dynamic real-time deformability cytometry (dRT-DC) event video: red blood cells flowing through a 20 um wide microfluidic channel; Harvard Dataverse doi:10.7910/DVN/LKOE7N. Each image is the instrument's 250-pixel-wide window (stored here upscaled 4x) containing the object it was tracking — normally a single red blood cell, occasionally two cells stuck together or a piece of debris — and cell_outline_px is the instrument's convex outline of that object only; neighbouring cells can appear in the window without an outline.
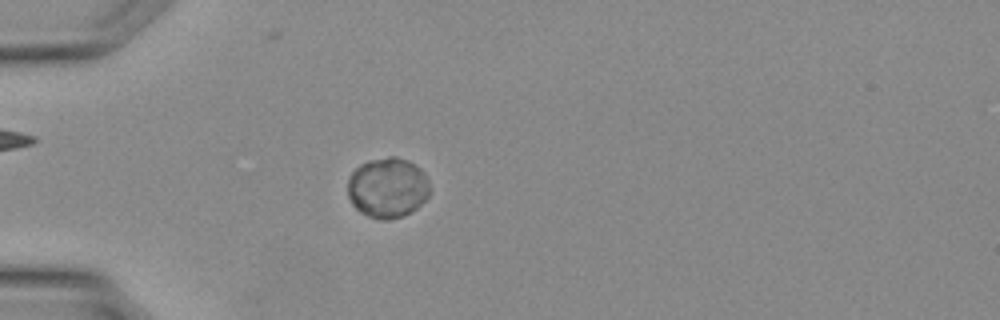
{"species": "Egyptian fruit bat (a non-hibernating species)", "species_latin": "Rousettus aegyptiacus", "temperature_condition": "warm", "stored_images_in_passage": 36, "camera_frame_rate_fps": 3000, "um_per_image_px": 0.085, "animal": {"sex": "female"}, "frame": {"image": 1, "passage_image": 11, "time_ms": 3.333, "image_size_px": [1000, 320], "cell_outline_px": [[428, 196], [416, 208], [400, 216], [388, 220], [380, 220], [368, 216], [360, 212], [352, 204], [348, 196], [348, 176], [360, 164], [368, 160], [388, 156], [396, 156], [408, 160], [420, 168], [428, 180]], "centroid_in_image_um": [32.91, 15.93], "position_along_channel_um": 52.1, "area_um2": 28.78}}
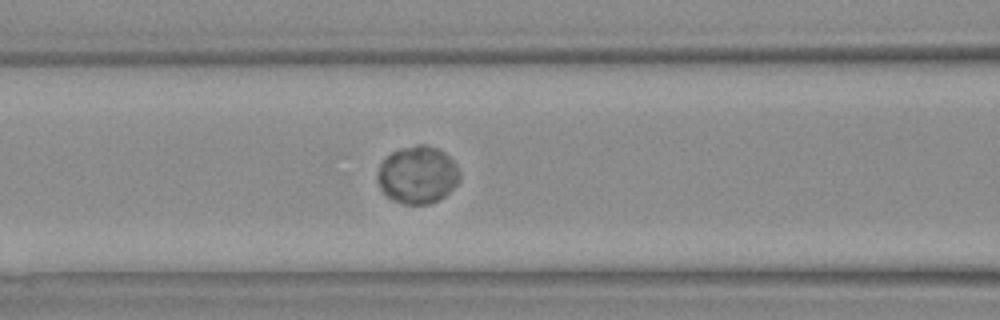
{"frame": {"image": 2, "passage_image": 16, "time_ms": 5.0, "image_size_px": [1000, 320], "cell_outline_px": [[460, 180], [444, 196], [428, 204], [404, 204], [392, 200], [380, 188], [376, 180], [376, 176], [380, 164], [392, 152], [404, 148], [420, 144], [424, 144], [436, 148], [444, 152], [456, 164], [460, 172]], "centroid_in_image_um": [35.49, 14.87], "position_along_channel_um": 131.1, "area_um2": 27.34}}
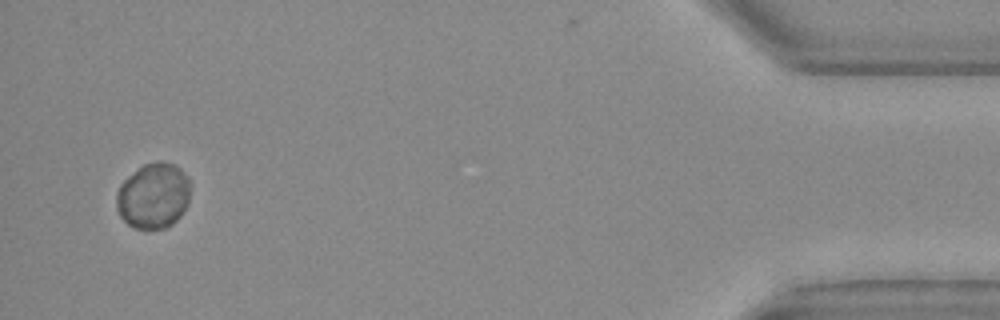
{"frame": {"image": 3, "passage_image": 35, "time_ms": 11.333, "image_size_px": [1000, 320], "cell_outline_px": [[188, 204], [184, 212], [172, 224], [164, 228], [136, 228], [128, 224], [120, 216], [116, 208], [116, 192], [120, 184], [128, 176], [144, 164], [172, 164], [180, 168], [188, 176]], "centroid_in_image_um": [13.01, 16.68], "position_along_channel_um": 422.2, "area_um2": 27.8}}